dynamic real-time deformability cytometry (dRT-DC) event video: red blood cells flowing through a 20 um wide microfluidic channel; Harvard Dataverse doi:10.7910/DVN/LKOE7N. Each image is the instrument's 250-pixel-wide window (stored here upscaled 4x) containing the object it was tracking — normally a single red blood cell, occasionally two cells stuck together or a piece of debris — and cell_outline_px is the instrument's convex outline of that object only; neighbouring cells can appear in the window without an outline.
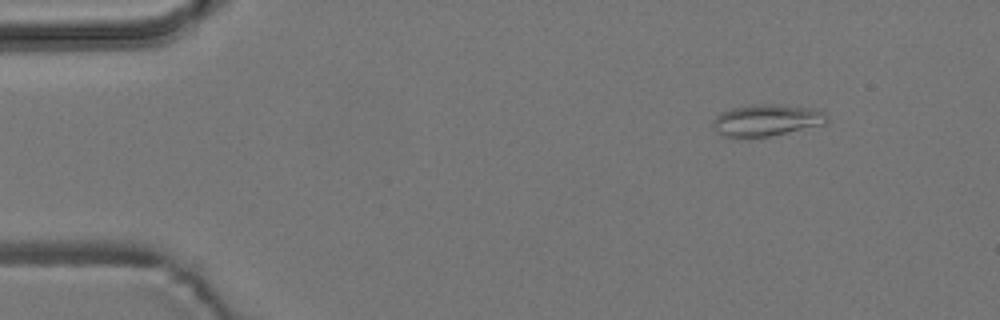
{"species": "common noctule bat (a hibernating species)", "species_latin": "Nyctalus noctula", "temperature_condition": "room temperature", "stored_images_in_passage": 4, "camera_frame_rate_fps": 3000, "um_per_image_px": 0.085, "animal": {"sex": "male", "body_mass_g": 19.2, "forearm_length_mm": 51.8}, "frame": {"image": 1, "passage_image": 1, "time_ms": 0.0, "image_size_px": [1000, 320], "cell_outline_px": [[828, 120], [824, 124], [768, 136], [724, 136], [716, 132], [712, 128], [712, 120], [720, 112], [732, 108], [756, 104], [776, 104], [804, 108], [824, 112], [828, 116]], "centroid_in_image_um": [65.09, 10.21], "position_along_channel_um": 19.9, "area_um2": 20.58}}